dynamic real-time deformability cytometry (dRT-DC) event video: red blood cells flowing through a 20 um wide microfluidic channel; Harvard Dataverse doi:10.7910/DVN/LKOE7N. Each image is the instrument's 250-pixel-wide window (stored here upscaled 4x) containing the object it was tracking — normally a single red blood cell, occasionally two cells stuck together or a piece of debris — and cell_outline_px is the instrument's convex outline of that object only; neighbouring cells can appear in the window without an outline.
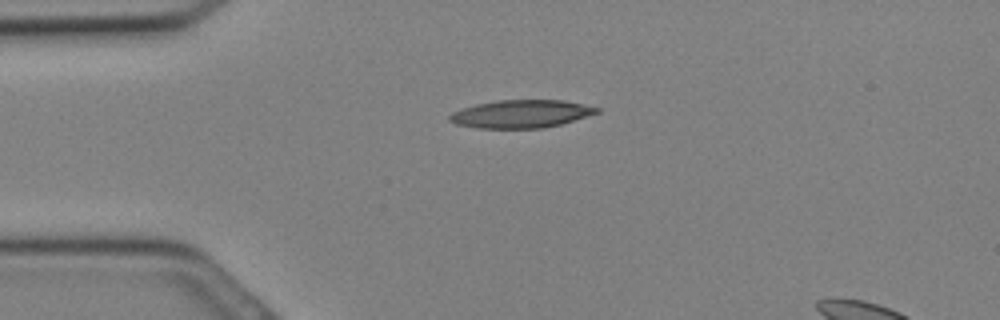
{"species": "Egyptian fruit bat (a non-hibernating species)", "species_latin": "Rousettus aegyptiacus", "temperature_condition": "cold", "stored_images_in_passage": 24, "camera_frame_rate_fps": 3000, "um_per_image_px": 0.085, "animal": {"sex": "female"}, "frame": {"image": 1, "passage_image": 1, "time_ms": 0.0, "image_size_px": [1000, 320], "cell_outline_px": [[600, 112], [560, 124], [544, 128], [476, 128], [456, 124], [448, 120], [448, 116], [452, 112], [476, 104], [496, 100], [564, 100], [600, 108]], "centroid_in_image_um": [44.27, 9.68], "position_along_channel_um": 40.7, "area_um2": 23.87}}
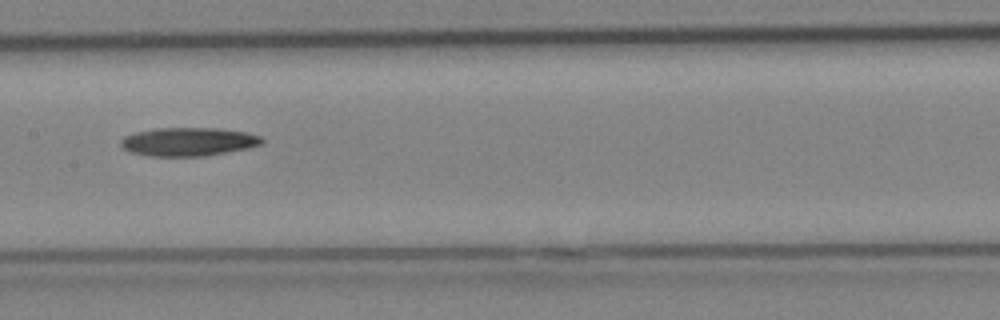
{"frame": {"image": 2, "passage_image": 9, "time_ms": 2.667, "image_size_px": [1000, 320], "cell_outline_px": [[264, 140], [260, 144], [248, 148], [204, 156], [148, 156], [132, 152], [124, 148], [120, 144], [120, 140], [124, 136], [136, 132], [156, 128], [220, 128], [244, 132], [260, 136]], "centroid_in_image_um": [15.99, 12.04], "position_along_channel_um": 191.4, "area_um2": 23.29}}
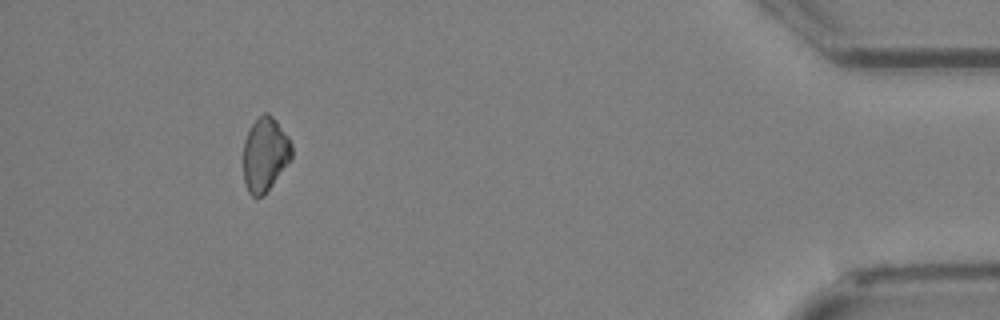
{"frame": {"image": 3, "passage_image": 22, "time_ms": 7.0, "image_size_px": [1000, 320], "cell_outline_px": [[292, 156], [264, 196], [252, 196], [248, 192], [244, 184], [244, 140], [252, 124], [264, 112], [268, 112], [276, 120], [288, 136], [292, 144]], "centroid_in_image_um": [22.52, 13.12], "position_along_channel_um": 412.7, "area_um2": 20.69}}